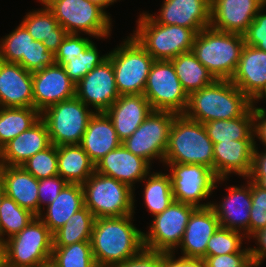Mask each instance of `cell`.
I'll list each match as a JSON object with an SVG mask.
<instances>
[{"label":"cell","mask_w":266,"mask_h":267,"mask_svg":"<svg viewBox=\"0 0 266 267\" xmlns=\"http://www.w3.org/2000/svg\"><path fill=\"white\" fill-rule=\"evenodd\" d=\"M133 216L95 218L90 242L98 267L123 263L144 249L143 231L133 224Z\"/></svg>","instance_id":"cell-1"},{"label":"cell","mask_w":266,"mask_h":267,"mask_svg":"<svg viewBox=\"0 0 266 267\" xmlns=\"http://www.w3.org/2000/svg\"><path fill=\"white\" fill-rule=\"evenodd\" d=\"M254 103L231 80H215L188 95L186 117L202 124L241 117Z\"/></svg>","instance_id":"cell-2"},{"label":"cell","mask_w":266,"mask_h":267,"mask_svg":"<svg viewBox=\"0 0 266 267\" xmlns=\"http://www.w3.org/2000/svg\"><path fill=\"white\" fill-rule=\"evenodd\" d=\"M245 45L244 36L211 26L196 34L192 52L216 80H231Z\"/></svg>","instance_id":"cell-3"},{"label":"cell","mask_w":266,"mask_h":267,"mask_svg":"<svg viewBox=\"0 0 266 267\" xmlns=\"http://www.w3.org/2000/svg\"><path fill=\"white\" fill-rule=\"evenodd\" d=\"M163 163L200 164L214 173L213 142L201 122L175 115Z\"/></svg>","instance_id":"cell-4"},{"label":"cell","mask_w":266,"mask_h":267,"mask_svg":"<svg viewBox=\"0 0 266 267\" xmlns=\"http://www.w3.org/2000/svg\"><path fill=\"white\" fill-rule=\"evenodd\" d=\"M131 35L154 60H171L192 51L196 37L190 28L155 22L148 12L140 14L137 27Z\"/></svg>","instance_id":"cell-5"},{"label":"cell","mask_w":266,"mask_h":267,"mask_svg":"<svg viewBox=\"0 0 266 267\" xmlns=\"http://www.w3.org/2000/svg\"><path fill=\"white\" fill-rule=\"evenodd\" d=\"M84 206L95 218L122 217L135 213V192L128 185L94 172L82 184Z\"/></svg>","instance_id":"cell-6"},{"label":"cell","mask_w":266,"mask_h":267,"mask_svg":"<svg viewBox=\"0 0 266 267\" xmlns=\"http://www.w3.org/2000/svg\"><path fill=\"white\" fill-rule=\"evenodd\" d=\"M41 1L53 12L55 19L67 33H84L97 39L111 36L112 18L97 3L88 0Z\"/></svg>","instance_id":"cell-7"},{"label":"cell","mask_w":266,"mask_h":267,"mask_svg":"<svg viewBox=\"0 0 266 267\" xmlns=\"http://www.w3.org/2000/svg\"><path fill=\"white\" fill-rule=\"evenodd\" d=\"M120 95L143 94L153 57L130 35L120 46L109 51Z\"/></svg>","instance_id":"cell-8"},{"label":"cell","mask_w":266,"mask_h":267,"mask_svg":"<svg viewBox=\"0 0 266 267\" xmlns=\"http://www.w3.org/2000/svg\"><path fill=\"white\" fill-rule=\"evenodd\" d=\"M6 263L14 267H39L51 260L53 234L36 216L18 234L5 240Z\"/></svg>","instance_id":"cell-9"},{"label":"cell","mask_w":266,"mask_h":267,"mask_svg":"<svg viewBox=\"0 0 266 267\" xmlns=\"http://www.w3.org/2000/svg\"><path fill=\"white\" fill-rule=\"evenodd\" d=\"M95 112L76 96L47 107L41 118L45 121L51 144H80L88 122Z\"/></svg>","instance_id":"cell-10"},{"label":"cell","mask_w":266,"mask_h":267,"mask_svg":"<svg viewBox=\"0 0 266 267\" xmlns=\"http://www.w3.org/2000/svg\"><path fill=\"white\" fill-rule=\"evenodd\" d=\"M164 164L167 171L170 169L169 175L174 201L187 203L195 207L211 206V201L207 203H201L200 201L208 199L218 184L229 179L217 178L209 167L200 164Z\"/></svg>","instance_id":"cell-11"},{"label":"cell","mask_w":266,"mask_h":267,"mask_svg":"<svg viewBox=\"0 0 266 267\" xmlns=\"http://www.w3.org/2000/svg\"><path fill=\"white\" fill-rule=\"evenodd\" d=\"M143 95L148 99L152 110L183 114L188 104V94L183 89L171 60L154 61Z\"/></svg>","instance_id":"cell-12"},{"label":"cell","mask_w":266,"mask_h":267,"mask_svg":"<svg viewBox=\"0 0 266 267\" xmlns=\"http://www.w3.org/2000/svg\"><path fill=\"white\" fill-rule=\"evenodd\" d=\"M196 208L187 203L173 201L162 213L153 216L150 231L143 232L144 248L158 252L177 251L189 218Z\"/></svg>","instance_id":"cell-13"},{"label":"cell","mask_w":266,"mask_h":267,"mask_svg":"<svg viewBox=\"0 0 266 267\" xmlns=\"http://www.w3.org/2000/svg\"><path fill=\"white\" fill-rule=\"evenodd\" d=\"M176 113L152 110L143 123L122 144L134 155L147 160L153 159L163 164L168 147L170 128Z\"/></svg>","instance_id":"cell-14"},{"label":"cell","mask_w":266,"mask_h":267,"mask_svg":"<svg viewBox=\"0 0 266 267\" xmlns=\"http://www.w3.org/2000/svg\"><path fill=\"white\" fill-rule=\"evenodd\" d=\"M80 35L68 33L55 53V62L75 84L108 58V52L100 54L91 39Z\"/></svg>","instance_id":"cell-15"},{"label":"cell","mask_w":266,"mask_h":267,"mask_svg":"<svg viewBox=\"0 0 266 267\" xmlns=\"http://www.w3.org/2000/svg\"><path fill=\"white\" fill-rule=\"evenodd\" d=\"M119 96L109 58L76 84V97L88 107H93L94 112H105Z\"/></svg>","instance_id":"cell-16"},{"label":"cell","mask_w":266,"mask_h":267,"mask_svg":"<svg viewBox=\"0 0 266 267\" xmlns=\"http://www.w3.org/2000/svg\"><path fill=\"white\" fill-rule=\"evenodd\" d=\"M34 108L42 113L47 107L76 96V84L59 64L32 72Z\"/></svg>","instance_id":"cell-17"},{"label":"cell","mask_w":266,"mask_h":267,"mask_svg":"<svg viewBox=\"0 0 266 267\" xmlns=\"http://www.w3.org/2000/svg\"><path fill=\"white\" fill-rule=\"evenodd\" d=\"M263 6L260 0H211L210 26L243 35Z\"/></svg>","instance_id":"cell-18"},{"label":"cell","mask_w":266,"mask_h":267,"mask_svg":"<svg viewBox=\"0 0 266 267\" xmlns=\"http://www.w3.org/2000/svg\"><path fill=\"white\" fill-rule=\"evenodd\" d=\"M211 0H163L160 13L148 15L163 25H178L196 34L210 26Z\"/></svg>","instance_id":"cell-19"},{"label":"cell","mask_w":266,"mask_h":267,"mask_svg":"<svg viewBox=\"0 0 266 267\" xmlns=\"http://www.w3.org/2000/svg\"><path fill=\"white\" fill-rule=\"evenodd\" d=\"M246 185L234 186L226 188L227 195L223 197V201L211 203L218 220L219 225L230 230L243 233L246 240L249 239V221L250 209L252 206L251 197V181L246 180Z\"/></svg>","instance_id":"cell-20"},{"label":"cell","mask_w":266,"mask_h":267,"mask_svg":"<svg viewBox=\"0 0 266 267\" xmlns=\"http://www.w3.org/2000/svg\"><path fill=\"white\" fill-rule=\"evenodd\" d=\"M150 170L152 167L147 160L134 155L123 144L107 153L95 164V172L112 177L134 191L136 182L141 183L151 172Z\"/></svg>","instance_id":"cell-21"},{"label":"cell","mask_w":266,"mask_h":267,"mask_svg":"<svg viewBox=\"0 0 266 267\" xmlns=\"http://www.w3.org/2000/svg\"><path fill=\"white\" fill-rule=\"evenodd\" d=\"M231 82L255 103L266 91V52L245 44Z\"/></svg>","instance_id":"cell-22"},{"label":"cell","mask_w":266,"mask_h":267,"mask_svg":"<svg viewBox=\"0 0 266 267\" xmlns=\"http://www.w3.org/2000/svg\"><path fill=\"white\" fill-rule=\"evenodd\" d=\"M255 140H230L213 143L214 175L228 178L233 173L246 178L251 171Z\"/></svg>","instance_id":"cell-23"},{"label":"cell","mask_w":266,"mask_h":267,"mask_svg":"<svg viewBox=\"0 0 266 267\" xmlns=\"http://www.w3.org/2000/svg\"><path fill=\"white\" fill-rule=\"evenodd\" d=\"M0 106L34 107L32 72L0 60Z\"/></svg>","instance_id":"cell-24"},{"label":"cell","mask_w":266,"mask_h":267,"mask_svg":"<svg viewBox=\"0 0 266 267\" xmlns=\"http://www.w3.org/2000/svg\"><path fill=\"white\" fill-rule=\"evenodd\" d=\"M151 112L143 94L120 95L105 111L121 142L129 138Z\"/></svg>","instance_id":"cell-25"},{"label":"cell","mask_w":266,"mask_h":267,"mask_svg":"<svg viewBox=\"0 0 266 267\" xmlns=\"http://www.w3.org/2000/svg\"><path fill=\"white\" fill-rule=\"evenodd\" d=\"M219 226V220L211 206L197 207L189 218L178 246L182 256L204 259L207 243Z\"/></svg>","instance_id":"cell-26"},{"label":"cell","mask_w":266,"mask_h":267,"mask_svg":"<svg viewBox=\"0 0 266 267\" xmlns=\"http://www.w3.org/2000/svg\"><path fill=\"white\" fill-rule=\"evenodd\" d=\"M51 145L45 121L40 118L0 150V165L21 166L30 157Z\"/></svg>","instance_id":"cell-27"},{"label":"cell","mask_w":266,"mask_h":267,"mask_svg":"<svg viewBox=\"0 0 266 267\" xmlns=\"http://www.w3.org/2000/svg\"><path fill=\"white\" fill-rule=\"evenodd\" d=\"M0 179L5 194L20 207L39 215L38 186L39 180L22 166L0 165Z\"/></svg>","instance_id":"cell-28"},{"label":"cell","mask_w":266,"mask_h":267,"mask_svg":"<svg viewBox=\"0 0 266 267\" xmlns=\"http://www.w3.org/2000/svg\"><path fill=\"white\" fill-rule=\"evenodd\" d=\"M119 140L115 128L105 112H95L87 125L80 143L91 161L96 164L107 153L118 148Z\"/></svg>","instance_id":"cell-29"},{"label":"cell","mask_w":266,"mask_h":267,"mask_svg":"<svg viewBox=\"0 0 266 267\" xmlns=\"http://www.w3.org/2000/svg\"><path fill=\"white\" fill-rule=\"evenodd\" d=\"M83 207L84 191L82 184L67 183L56 199L52 203L46 205V213L43 209L38 217L53 234L61 228L74 213Z\"/></svg>","instance_id":"cell-30"},{"label":"cell","mask_w":266,"mask_h":267,"mask_svg":"<svg viewBox=\"0 0 266 267\" xmlns=\"http://www.w3.org/2000/svg\"><path fill=\"white\" fill-rule=\"evenodd\" d=\"M39 2L43 8L27 13L21 23L34 40L43 42V45L55 54L68 33L59 25L47 5L41 0Z\"/></svg>","instance_id":"cell-31"},{"label":"cell","mask_w":266,"mask_h":267,"mask_svg":"<svg viewBox=\"0 0 266 267\" xmlns=\"http://www.w3.org/2000/svg\"><path fill=\"white\" fill-rule=\"evenodd\" d=\"M58 175L67 183L83 184L95 172V164L80 144L57 146Z\"/></svg>","instance_id":"cell-32"},{"label":"cell","mask_w":266,"mask_h":267,"mask_svg":"<svg viewBox=\"0 0 266 267\" xmlns=\"http://www.w3.org/2000/svg\"><path fill=\"white\" fill-rule=\"evenodd\" d=\"M203 126L213 143L230 140H255L253 105L239 118L209 121Z\"/></svg>","instance_id":"cell-33"},{"label":"cell","mask_w":266,"mask_h":267,"mask_svg":"<svg viewBox=\"0 0 266 267\" xmlns=\"http://www.w3.org/2000/svg\"><path fill=\"white\" fill-rule=\"evenodd\" d=\"M171 61L175 73L188 95L212 84L216 80L192 51L182 53L171 59Z\"/></svg>","instance_id":"cell-34"},{"label":"cell","mask_w":266,"mask_h":267,"mask_svg":"<svg viewBox=\"0 0 266 267\" xmlns=\"http://www.w3.org/2000/svg\"><path fill=\"white\" fill-rule=\"evenodd\" d=\"M40 118L41 113L34 107H1L0 150Z\"/></svg>","instance_id":"cell-35"},{"label":"cell","mask_w":266,"mask_h":267,"mask_svg":"<svg viewBox=\"0 0 266 267\" xmlns=\"http://www.w3.org/2000/svg\"><path fill=\"white\" fill-rule=\"evenodd\" d=\"M144 206L153 216L162 213L174 201L170 175L150 172L142 181Z\"/></svg>","instance_id":"cell-36"},{"label":"cell","mask_w":266,"mask_h":267,"mask_svg":"<svg viewBox=\"0 0 266 267\" xmlns=\"http://www.w3.org/2000/svg\"><path fill=\"white\" fill-rule=\"evenodd\" d=\"M94 222L95 216L84 206L53 233V246H68L82 241H90Z\"/></svg>","instance_id":"cell-37"},{"label":"cell","mask_w":266,"mask_h":267,"mask_svg":"<svg viewBox=\"0 0 266 267\" xmlns=\"http://www.w3.org/2000/svg\"><path fill=\"white\" fill-rule=\"evenodd\" d=\"M35 217L36 215L20 207L5 194L0 204V239L5 241L6 238L18 234Z\"/></svg>","instance_id":"cell-38"},{"label":"cell","mask_w":266,"mask_h":267,"mask_svg":"<svg viewBox=\"0 0 266 267\" xmlns=\"http://www.w3.org/2000/svg\"><path fill=\"white\" fill-rule=\"evenodd\" d=\"M51 261L57 267H98L92 254L90 241L68 246H53Z\"/></svg>","instance_id":"cell-39"},{"label":"cell","mask_w":266,"mask_h":267,"mask_svg":"<svg viewBox=\"0 0 266 267\" xmlns=\"http://www.w3.org/2000/svg\"><path fill=\"white\" fill-rule=\"evenodd\" d=\"M25 26L20 23L11 33L0 40V60L7 63H19L28 58V49L33 41Z\"/></svg>","instance_id":"cell-40"},{"label":"cell","mask_w":266,"mask_h":267,"mask_svg":"<svg viewBox=\"0 0 266 267\" xmlns=\"http://www.w3.org/2000/svg\"><path fill=\"white\" fill-rule=\"evenodd\" d=\"M245 238L246 236L239 231L219 226L207 243L206 256L250 253L249 247H242Z\"/></svg>","instance_id":"cell-41"},{"label":"cell","mask_w":266,"mask_h":267,"mask_svg":"<svg viewBox=\"0 0 266 267\" xmlns=\"http://www.w3.org/2000/svg\"><path fill=\"white\" fill-rule=\"evenodd\" d=\"M37 180L58 175L57 146L51 144L21 165Z\"/></svg>","instance_id":"cell-42"},{"label":"cell","mask_w":266,"mask_h":267,"mask_svg":"<svg viewBox=\"0 0 266 267\" xmlns=\"http://www.w3.org/2000/svg\"><path fill=\"white\" fill-rule=\"evenodd\" d=\"M251 197L249 239L254 233L266 227V190L251 182Z\"/></svg>","instance_id":"cell-43"},{"label":"cell","mask_w":266,"mask_h":267,"mask_svg":"<svg viewBox=\"0 0 266 267\" xmlns=\"http://www.w3.org/2000/svg\"><path fill=\"white\" fill-rule=\"evenodd\" d=\"M55 54L49 51L43 42L33 40L28 49V58H22L19 64L27 71L34 72L54 65Z\"/></svg>","instance_id":"cell-44"},{"label":"cell","mask_w":266,"mask_h":267,"mask_svg":"<svg viewBox=\"0 0 266 267\" xmlns=\"http://www.w3.org/2000/svg\"><path fill=\"white\" fill-rule=\"evenodd\" d=\"M266 5L256 14L253 22L243 34L246 45L255 46L266 52ZM263 12V13H262Z\"/></svg>","instance_id":"cell-45"},{"label":"cell","mask_w":266,"mask_h":267,"mask_svg":"<svg viewBox=\"0 0 266 267\" xmlns=\"http://www.w3.org/2000/svg\"><path fill=\"white\" fill-rule=\"evenodd\" d=\"M66 184L67 182L59 175L39 180V214L41 213V210L45 209L44 205L46 206L56 199Z\"/></svg>","instance_id":"cell-46"},{"label":"cell","mask_w":266,"mask_h":267,"mask_svg":"<svg viewBox=\"0 0 266 267\" xmlns=\"http://www.w3.org/2000/svg\"><path fill=\"white\" fill-rule=\"evenodd\" d=\"M203 260L206 267H247L252 262L250 253L206 256Z\"/></svg>","instance_id":"cell-47"},{"label":"cell","mask_w":266,"mask_h":267,"mask_svg":"<svg viewBox=\"0 0 266 267\" xmlns=\"http://www.w3.org/2000/svg\"><path fill=\"white\" fill-rule=\"evenodd\" d=\"M111 267H161V252L143 249L139 254L123 263Z\"/></svg>","instance_id":"cell-48"},{"label":"cell","mask_w":266,"mask_h":267,"mask_svg":"<svg viewBox=\"0 0 266 267\" xmlns=\"http://www.w3.org/2000/svg\"><path fill=\"white\" fill-rule=\"evenodd\" d=\"M257 104H253V132L254 138L260 140L266 148V109L262 107H256Z\"/></svg>","instance_id":"cell-49"},{"label":"cell","mask_w":266,"mask_h":267,"mask_svg":"<svg viewBox=\"0 0 266 267\" xmlns=\"http://www.w3.org/2000/svg\"><path fill=\"white\" fill-rule=\"evenodd\" d=\"M252 238L253 240H256L255 244L259 246L249 247L251 260L260 266L266 258V227L254 233L248 241H250Z\"/></svg>","instance_id":"cell-50"},{"label":"cell","mask_w":266,"mask_h":267,"mask_svg":"<svg viewBox=\"0 0 266 267\" xmlns=\"http://www.w3.org/2000/svg\"><path fill=\"white\" fill-rule=\"evenodd\" d=\"M253 151L252 167L248 176H266V148L260 152L256 144Z\"/></svg>","instance_id":"cell-51"},{"label":"cell","mask_w":266,"mask_h":267,"mask_svg":"<svg viewBox=\"0 0 266 267\" xmlns=\"http://www.w3.org/2000/svg\"><path fill=\"white\" fill-rule=\"evenodd\" d=\"M161 267H183V256L176 258L175 252H161Z\"/></svg>","instance_id":"cell-52"},{"label":"cell","mask_w":266,"mask_h":267,"mask_svg":"<svg viewBox=\"0 0 266 267\" xmlns=\"http://www.w3.org/2000/svg\"><path fill=\"white\" fill-rule=\"evenodd\" d=\"M183 267H206V266L203 259L183 257Z\"/></svg>","instance_id":"cell-53"},{"label":"cell","mask_w":266,"mask_h":267,"mask_svg":"<svg viewBox=\"0 0 266 267\" xmlns=\"http://www.w3.org/2000/svg\"><path fill=\"white\" fill-rule=\"evenodd\" d=\"M246 179L255 182L259 187L266 190V176H247L244 180Z\"/></svg>","instance_id":"cell-54"},{"label":"cell","mask_w":266,"mask_h":267,"mask_svg":"<svg viewBox=\"0 0 266 267\" xmlns=\"http://www.w3.org/2000/svg\"><path fill=\"white\" fill-rule=\"evenodd\" d=\"M6 263V248L5 241L0 239V267Z\"/></svg>","instance_id":"cell-55"},{"label":"cell","mask_w":266,"mask_h":267,"mask_svg":"<svg viewBox=\"0 0 266 267\" xmlns=\"http://www.w3.org/2000/svg\"><path fill=\"white\" fill-rule=\"evenodd\" d=\"M88 1H92L94 3H97L98 5H100L103 9L106 10V8H108V6L112 5L114 2L118 1V0H88Z\"/></svg>","instance_id":"cell-56"},{"label":"cell","mask_w":266,"mask_h":267,"mask_svg":"<svg viewBox=\"0 0 266 267\" xmlns=\"http://www.w3.org/2000/svg\"><path fill=\"white\" fill-rule=\"evenodd\" d=\"M4 195H5L4 186H3L2 181L0 179V204H1V201L4 197Z\"/></svg>","instance_id":"cell-57"},{"label":"cell","mask_w":266,"mask_h":267,"mask_svg":"<svg viewBox=\"0 0 266 267\" xmlns=\"http://www.w3.org/2000/svg\"><path fill=\"white\" fill-rule=\"evenodd\" d=\"M39 267H57V266L54 264V262H52L51 260H49V261L43 263V264H42L41 266H39Z\"/></svg>","instance_id":"cell-58"},{"label":"cell","mask_w":266,"mask_h":267,"mask_svg":"<svg viewBox=\"0 0 266 267\" xmlns=\"http://www.w3.org/2000/svg\"><path fill=\"white\" fill-rule=\"evenodd\" d=\"M263 98L266 100V91L263 93V95L255 103H258V101L263 99Z\"/></svg>","instance_id":"cell-59"},{"label":"cell","mask_w":266,"mask_h":267,"mask_svg":"<svg viewBox=\"0 0 266 267\" xmlns=\"http://www.w3.org/2000/svg\"><path fill=\"white\" fill-rule=\"evenodd\" d=\"M247 267H260L259 265H257L254 262H251Z\"/></svg>","instance_id":"cell-60"},{"label":"cell","mask_w":266,"mask_h":267,"mask_svg":"<svg viewBox=\"0 0 266 267\" xmlns=\"http://www.w3.org/2000/svg\"><path fill=\"white\" fill-rule=\"evenodd\" d=\"M2 267H14V266L9 265L8 263H5Z\"/></svg>","instance_id":"cell-61"},{"label":"cell","mask_w":266,"mask_h":267,"mask_svg":"<svg viewBox=\"0 0 266 267\" xmlns=\"http://www.w3.org/2000/svg\"><path fill=\"white\" fill-rule=\"evenodd\" d=\"M264 5H266V0H260Z\"/></svg>","instance_id":"cell-62"}]
</instances>
